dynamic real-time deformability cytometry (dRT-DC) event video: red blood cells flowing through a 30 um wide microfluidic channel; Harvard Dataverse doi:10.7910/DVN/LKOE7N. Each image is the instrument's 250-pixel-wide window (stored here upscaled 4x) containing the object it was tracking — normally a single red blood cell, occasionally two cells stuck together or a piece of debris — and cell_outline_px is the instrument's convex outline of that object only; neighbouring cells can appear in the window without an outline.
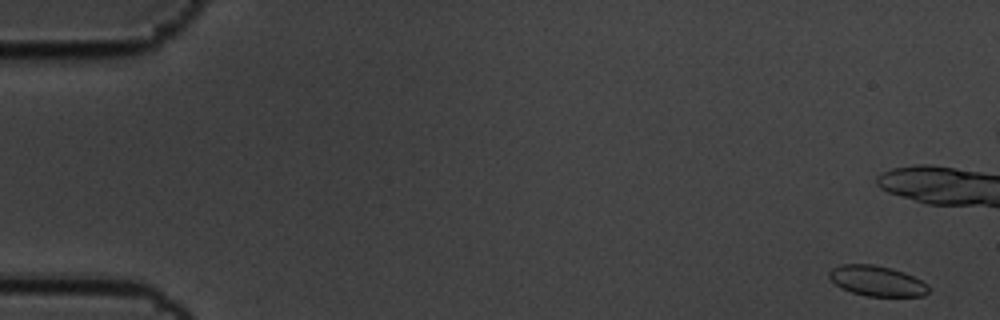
{"species": "common noctule bat (a hibernating species)", "species_latin": "Nyctalus noctula", "temperature_condition": "cold", "stored_images_in_passage": 8, "camera_frame_rate_fps": 3000, "um_per_image_px": 0.085, "animal": {"sex": "male", "body_mass_g": 19.5, "forearm_length_mm": 54.6}, "frame": {"image": 1, "passage_image": 1, "time_ms": 0.0, "image_size_px": [1000, 320], "cell_outline_px": [[928, 292], [924, 296], [868, 296], [852, 292], [840, 288], [828, 276], [828, 272], [832, 268], [840, 264], [872, 264], [892, 268], [904, 272], [928, 284]], "centroid_in_image_um": [74.52, 23.87], "position_along_channel_um": 10.5, "area_um2": 17.57}}